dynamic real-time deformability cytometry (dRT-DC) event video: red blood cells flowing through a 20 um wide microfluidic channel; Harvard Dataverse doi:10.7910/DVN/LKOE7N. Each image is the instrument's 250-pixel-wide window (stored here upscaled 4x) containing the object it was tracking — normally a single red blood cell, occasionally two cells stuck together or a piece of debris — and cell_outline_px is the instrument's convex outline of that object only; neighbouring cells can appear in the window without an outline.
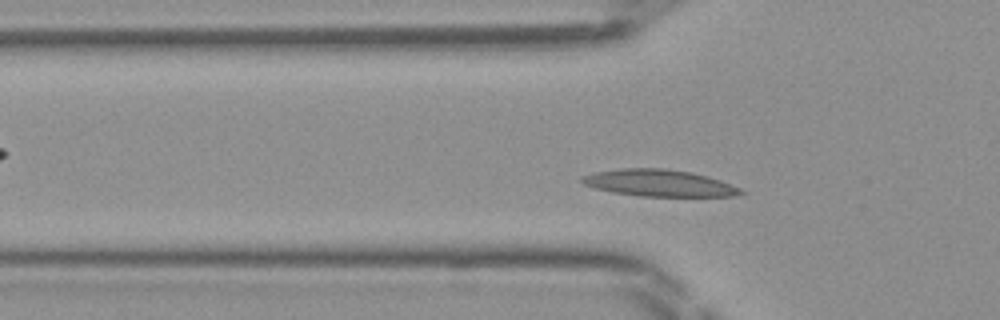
{"species": "Egyptian fruit bat (a non-hibernating species)", "species_latin": "Rousettus aegyptiacus", "temperature_condition": "room temperature", "stored_images_in_passage": 41, "camera_frame_rate_fps": 3000, "um_per_image_px": 0.085, "frame": {"image": 1, "passage_image": 7, "time_ms": 2.0, "image_size_px": [1000, 320], "cell_outline_px": [[748, 192], [732, 196], [640, 196], [612, 192], [596, 188], [584, 184], [580, 180], [580, 176], [596, 172], [620, 168], [664, 168], [692, 172], [708, 176], [720, 180], [740, 188]], "centroid_in_image_um": [56.03, 15.55], "position_along_channel_um": 69.8, "area_um2": 24.8}}
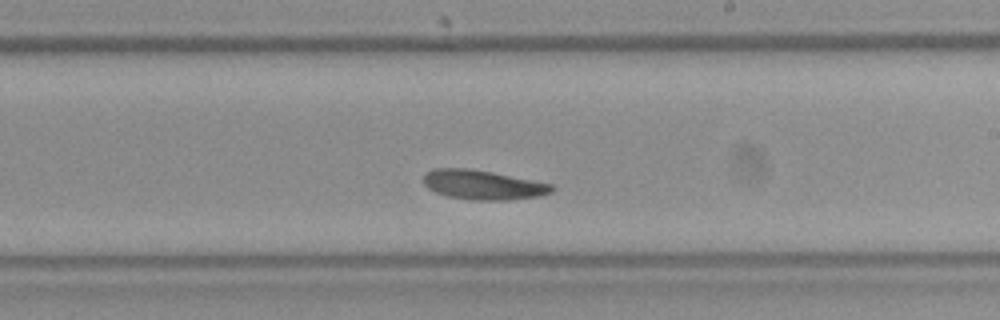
{"frame": {"image": 2, "passage_image": 20, "time_ms": 6.333, "image_size_px": [1000, 320], "cell_outline_px": [[556, 188], [552, 192], [540, 196], [508, 200], [472, 200], [448, 196], [436, 192], [428, 188], [424, 184], [424, 176], [432, 168], [468, 168], [492, 172], [552, 184]], "centroid_in_image_um": [41.07, 15.71], "position_along_channel_um": 247.9, "area_um2": 21.96}}
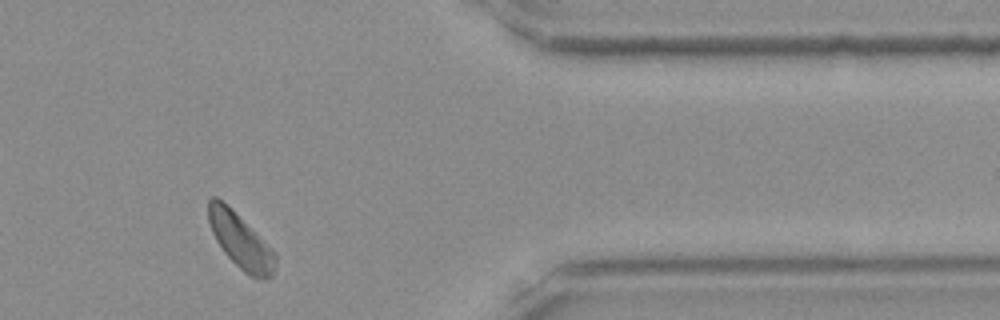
{"frame": {"image": 3, "passage_image": 32, "time_ms": 10.333, "image_size_px": [1000, 320], "cell_outline_px": [[276, 264], [272, 276], [268, 280], [264, 280], [252, 276], [244, 272], [224, 252], [216, 240], [212, 232], [208, 220], [208, 200], [212, 196], [216, 196], [272, 248], [276, 252]], "centroid_in_image_um": [20.46, 20.52], "position_along_channel_um": 390.9, "area_um2": 20.87}}